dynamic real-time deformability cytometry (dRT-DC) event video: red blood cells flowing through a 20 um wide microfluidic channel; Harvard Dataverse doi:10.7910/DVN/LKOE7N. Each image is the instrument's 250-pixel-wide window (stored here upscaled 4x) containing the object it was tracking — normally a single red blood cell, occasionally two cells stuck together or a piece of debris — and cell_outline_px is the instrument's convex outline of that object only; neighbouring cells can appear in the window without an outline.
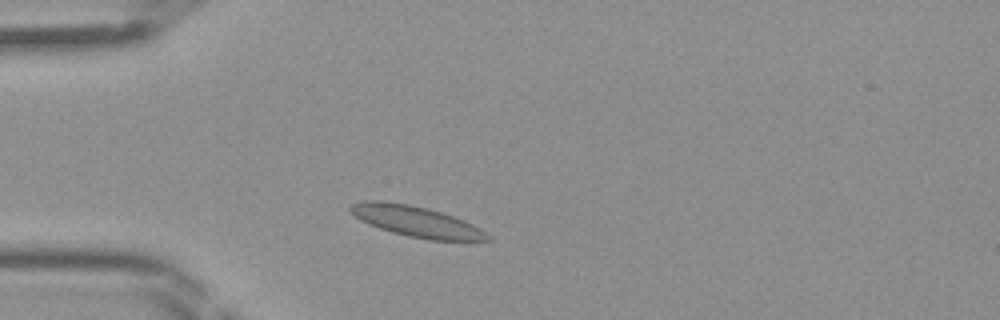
{"species": "Egyptian fruit bat (a non-hibernating species)", "species_latin": "Rousettus aegyptiacus", "temperature_condition": "room temperature", "stored_images_in_passage": 39, "camera_frame_rate_fps": 3000, "um_per_image_px": 0.085, "frame": {"image": 1, "passage_image": 6, "time_ms": 1.667, "image_size_px": [1000, 320], "cell_outline_px": [[492, 240], [428, 240], [408, 236], [392, 232], [368, 224], [360, 220], [348, 208], [352, 204], [364, 200], [384, 200], [408, 204], [428, 208], [464, 220], [480, 228], [492, 236]], "centroid_in_image_um": [35.38, 18.82], "position_along_channel_um": 49.6, "area_um2": 24.51}}
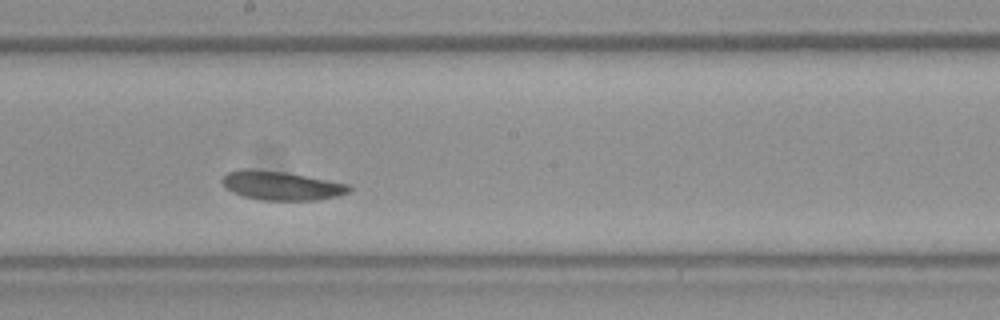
{"frame": {"image": 2, "passage_image": 19, "time_ms": 6.0, "image_size_px": [1000, 320], "cell_outline_px": [[352, 192], [340, 196], [316, 200], [260, 200], [244, 196], [232, 192], [220, 180], [228, 172], [240, 168], [256, 168], [288, 172], [348, 184], [352, 188]], "centroid_in_image_um": [23.94, 15.76], "position_along_channel_um": 224.3, "area_um2": 21.73}}
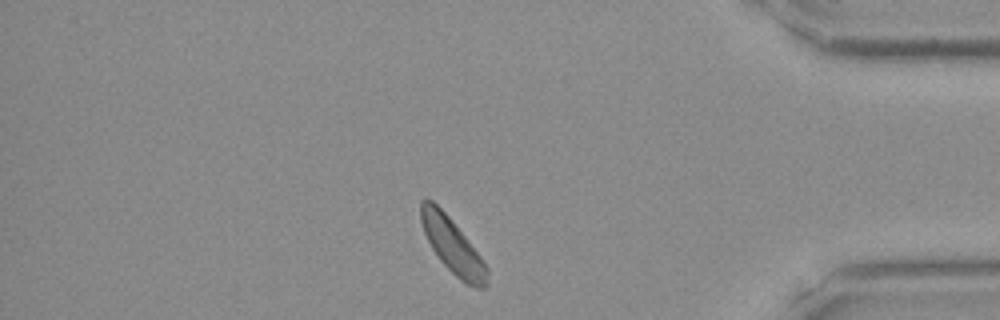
{"frame": {"image": 3, "passage_image": 33, "time_ms": 10.667, "image_size_px": [1000, 320], "cell_outline_px": [[488, 284], [484, 288], [476, 288], [460, 280], [440, 260], [432, 248], [424, 232], [420, 220], [420, 200], [432, 200], [448, 216], [480, 256], [488, 268]], "centroid_in_image_um": [38.46, 20.91], "position_along_channel_um": 396.7, "area_um2": 20.75}}